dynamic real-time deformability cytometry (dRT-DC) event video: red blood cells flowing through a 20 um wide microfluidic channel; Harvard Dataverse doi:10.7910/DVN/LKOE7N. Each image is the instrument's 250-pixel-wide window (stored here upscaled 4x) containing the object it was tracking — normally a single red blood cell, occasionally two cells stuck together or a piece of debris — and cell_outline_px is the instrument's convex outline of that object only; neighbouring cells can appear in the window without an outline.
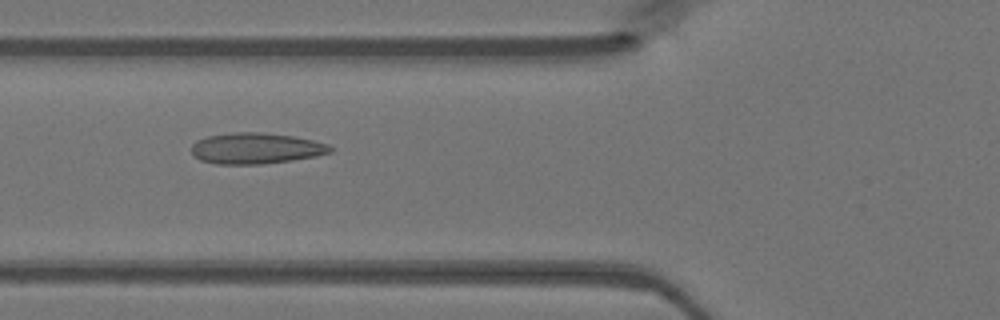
{"species": "Egyptian fruit bat (a non-hibernating species)", "species_latin": "Rousettus aegyptiacus", "temperature_condition": "warm", "stored_images_in_passage": 48, "camera_frame_rate_fps": 3000, "um_per_image_px": 0.085, "animal": {"sex": "female"}, "frame": {"image": 1, "passage_image": 18, "time_ms": 5.667, "image_size_px": [1000, 320], "cell_outline_px": [[332, 152], [316, 156], [292, 160], [260, 164], [216, 164], [200, 160], [192, 156], [192, 144], [196, 140], [208, 136], [232, 132], [260, 132], [292, 136], [312, 140], [328, 144], [332, 148]], "centroid_in_image_um": [21.72, 12.61], "position_along_channel_um": 104.1, "area_um2": 25.09}}
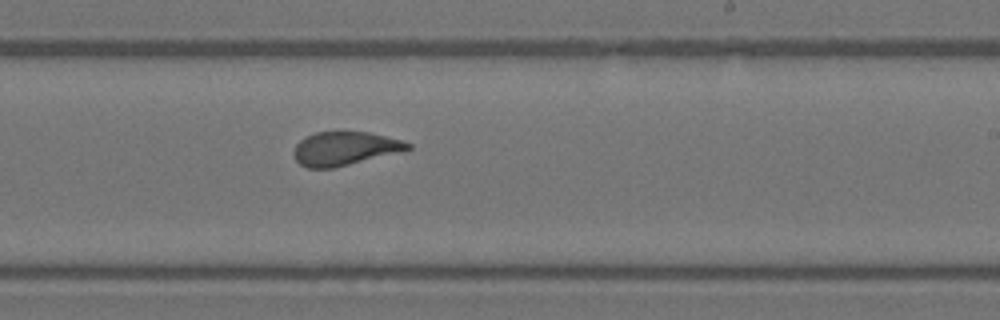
{"frame": {"image": 2, "passage_image": 29, "time_ms": 9.333, "image_size_px": [1000, 320], "cell_outline_px": [[412, 148], [332, 168], [308, 168], [300, 164], [296, 160], [292, 152], [296, 144], [300, 140], [316, 132], [368, 132], [400, 140], [412, 144]], "centroid_in_image_um": [29.24, 12.62], "position_along_channel_um": 259.8, "area_um2": 21.79}}
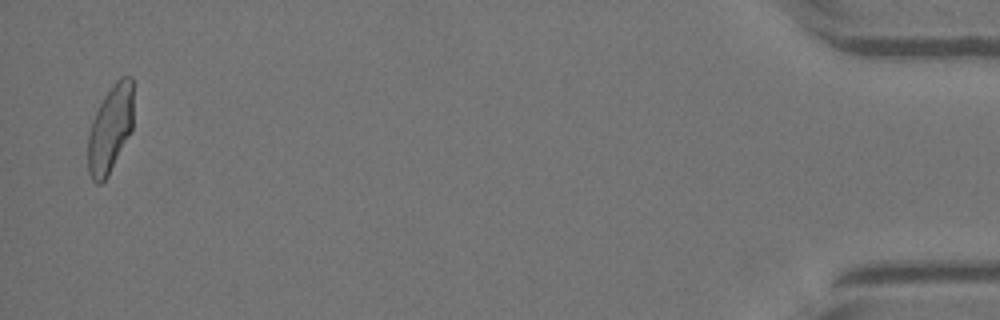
{"frame": {"image": 3, "passage_image": 47, "time_ms": 15.333, "image_size_px": [1000, 320], "cell_outline_px": [[132, 128], [108, 176], [100, 184], [96, 184], [92, 180], [88, 172], [88, 136], [92, 120], [104, 96], [116, 80], [120, 76], [132, 76]], "centroid_in_image_um": [9.35, 10.96], "position_along_channel_um": 425.8, "area_um2": 22.89}}